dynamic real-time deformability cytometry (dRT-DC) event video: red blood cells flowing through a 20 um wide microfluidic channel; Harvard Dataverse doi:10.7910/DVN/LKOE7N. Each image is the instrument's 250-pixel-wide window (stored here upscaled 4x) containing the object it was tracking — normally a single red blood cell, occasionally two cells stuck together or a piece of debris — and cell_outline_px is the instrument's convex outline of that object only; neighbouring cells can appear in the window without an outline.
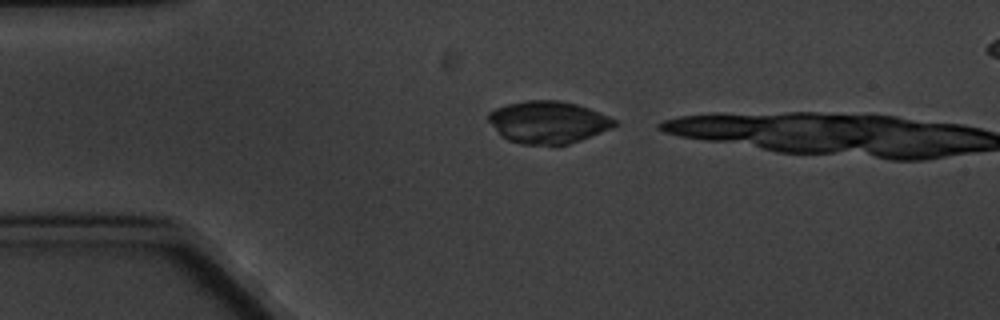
{"species": "common noctule bat (a hibernating species)", "species_latin": "Nyctalus noctula", "temperature_condition": "cold", "stored_images_in_passage": 2, "camera_frame_rate_fps": 3000, "um_per_image_px": 0.085, "animal": {"sex": "male", "body_mass_g": 20.1, "forearm_length_mm": 53.5}, "frame": {"image": 1, "passage_image": 1, "time_ms": 0.0, "image_size_px": [1000, 320], "cell_outline_px": [[620, 124], [612, 128], [580, 140], [568, 144], [520, 144], [508, 140], [500, 136], [488, 120], [488, 112], [496, 108], [508, 104], [524, 100], [560, 100], [576, 104], [588, 108], [608, 116], [616, 120]], "centroid_in_image_um": [46.57, 10.38], "position_along_channel_um": 38.4, "area_um2": 31.04}}